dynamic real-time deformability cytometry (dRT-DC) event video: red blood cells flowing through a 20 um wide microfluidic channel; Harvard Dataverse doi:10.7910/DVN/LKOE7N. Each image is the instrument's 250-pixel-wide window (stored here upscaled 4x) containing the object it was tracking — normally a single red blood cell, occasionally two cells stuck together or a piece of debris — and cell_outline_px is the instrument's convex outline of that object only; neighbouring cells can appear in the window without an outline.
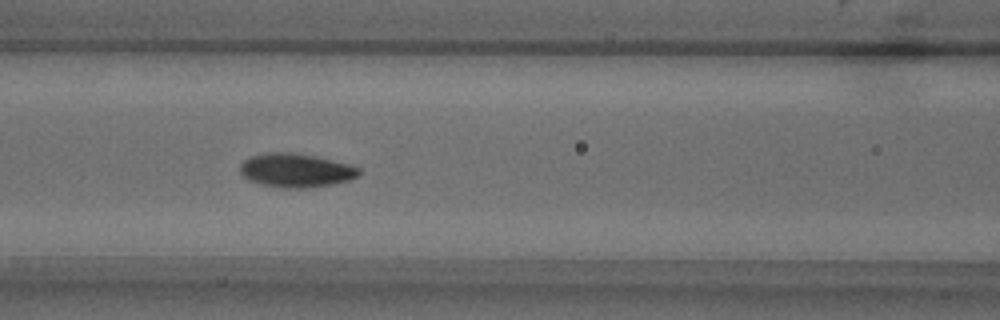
{"species": "common noctule bat (a hibernating species)", "species_latin": "Nyctalus noctula", "temperature_condition": "warm", "stored_images_in_passage": 46, "camera_frame_rate_fps": 3000, "um_per_image_px": 0.085, "animal": {"sex": "male", "body_mass_g": 18.8}, "frame": {"image": 1, "passage_image": 14, "time_ms": 4.333, "image_size_px": [1000, 320], "cell_outline_px": [[360, 172], [356, 176], [348, 180], [332, 184], [308, 188], [280, 188], [248, 180], [240, 172], [240, 164], [244, 160], [252, 156], [268, 152], [292, 152], [316, 156], [352, 164], [360, 168]], "centroid_in_image_um": [25.16, 14.47], "position_along_channel_um": 141.4, "area_um2": 23.47}}
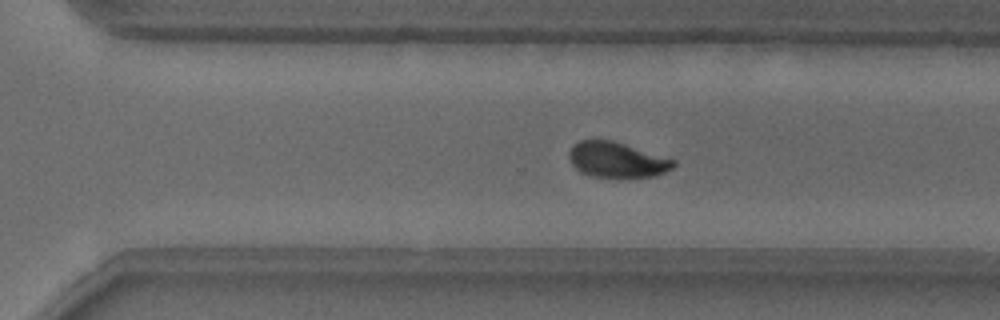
{"frame": {"image": 2, "passage_image": 28, "time_ms": 9.0, "image_size_px": [1000, 320], "cell_outline_px": [[676, 164], [672, 168], [664, 172], [652, 176], [620, 180], [592, 176], [580, 172], [572, 164], [568, 156], [568, 152], [580, 140], [612, 140], [676, 160]], "centroid_in_image_um": [52.44, 13.63], "position_along_channel_um": 318.2, "area_um2": 21.91}}
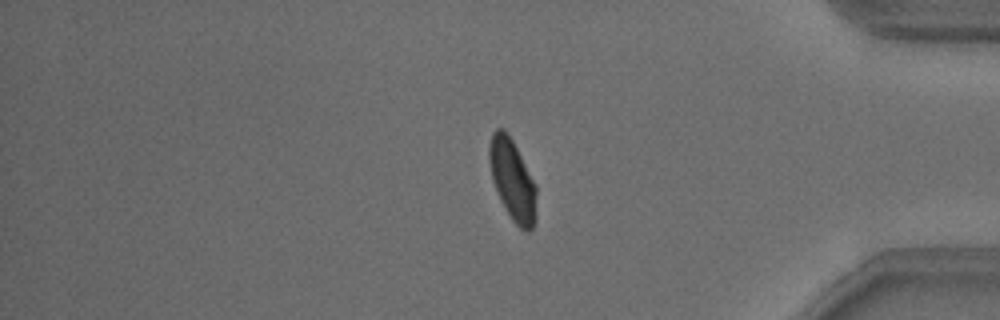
{"frame": {"image": 3, "passage_image": 36, "time_ms": 11.667, "image_size_px": [1000, 320], "cell_outline_px": [[536, 220], [532, 228], [528, 232], [520, 228], [512, 220], [504, 208], [496, 192], [492, 180], [488, 160], [488, 148], [492, 132], [496, 128], [504, 128], [508, 132], [536, 184]], "centroid_in_image_um": [43.54, 15.28], "position_along_channel_um": 391.7, "area_um2": 22.66}, "authors_computed_cell_mechanics": {"area_um2": 22.3975, "velocity_mm_per_s": 3.8004, "shape_relaxation_time_tau1_ms": 2.1542, "shape_relaxation_time_tau2_ms": 1.1362, "deformation_change_tau1": 0.1243, "deformation_change_tau2": 0.051}}